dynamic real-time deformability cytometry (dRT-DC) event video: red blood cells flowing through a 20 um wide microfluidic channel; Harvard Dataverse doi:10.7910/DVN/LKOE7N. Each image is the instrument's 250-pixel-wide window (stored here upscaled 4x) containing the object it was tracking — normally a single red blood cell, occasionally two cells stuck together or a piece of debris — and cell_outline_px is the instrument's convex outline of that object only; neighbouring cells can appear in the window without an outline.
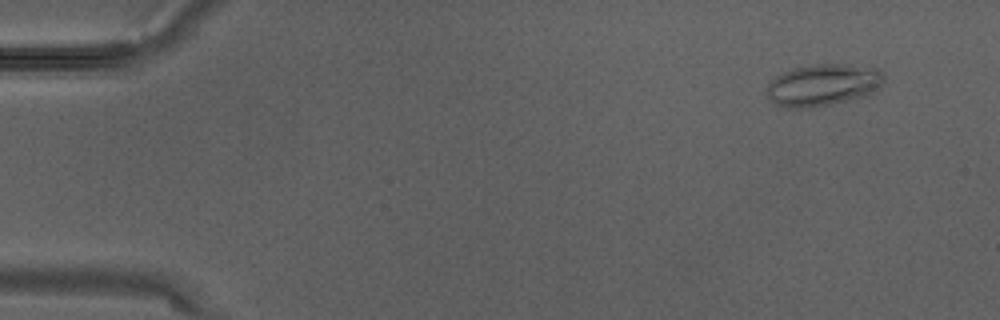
{"species": "Egyptian fruit bat (a non-hibernating species)", "species_latin": "Rousettus aegyptiacus", "temperature_condition": "warm", "stored_images_in_passage": 3, "camera_frame_rate_fps": 3000, "um_per_image_px": 0.085, "animal": {"sex": "male"}, "frame": {"image": 1, "passage_image": 1, "time_ms": 0.0, "image_size_px": [1000, 320], "cell_outline_px": [[884, 84], [872, 92], [864, 96], [828, 104], [804, 108], [788, 108], [776, 104], [768, 96], [768, 84], [776, 76], [792, 68], [816, 64], [844, 64], [876, 68], [884, 72]], "centroid_in_image_um": [69.98, 7.2], "position_along_channel_um": 15.0, "area_um2": 28.26}}